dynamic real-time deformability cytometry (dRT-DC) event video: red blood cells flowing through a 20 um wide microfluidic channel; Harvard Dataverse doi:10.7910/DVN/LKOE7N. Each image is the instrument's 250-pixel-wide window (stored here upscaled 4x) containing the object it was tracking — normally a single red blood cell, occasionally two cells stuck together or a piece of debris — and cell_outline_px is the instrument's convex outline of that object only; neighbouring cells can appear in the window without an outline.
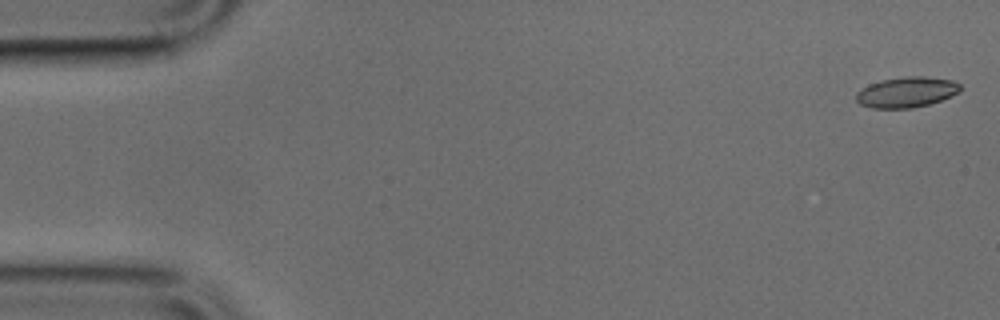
{"species": "common noctule bat (a hibernating species)", "species_latin": "Nyctalus noctula", "temperature_condition": "cold", "stored_images_in_passage": 23, "camera_frame_rate_fps": 3000, "um_per_image_px": 0.085, "animal": {"sex": "male", "body_mass_g": 17.9, "forearm_length_mm": 54.2}, "frame": {"image": 1, "passage_image": 1, "time_ms": 0.0, "image_size_px": [1000, 320], "cell_outline_px": [[960, 92], [952, 96], [928, 104], [912, 108], [872, 108], [860, 104], [856, 100], [856, 92], [868, 84], [880, 80], [904, 76], [924, 76], [952, 80], [960, 84]], "centroid_in_image_um": [77.04, 7.82], "position_along_channel_um": 8.0, "area_um2": 18.61}}
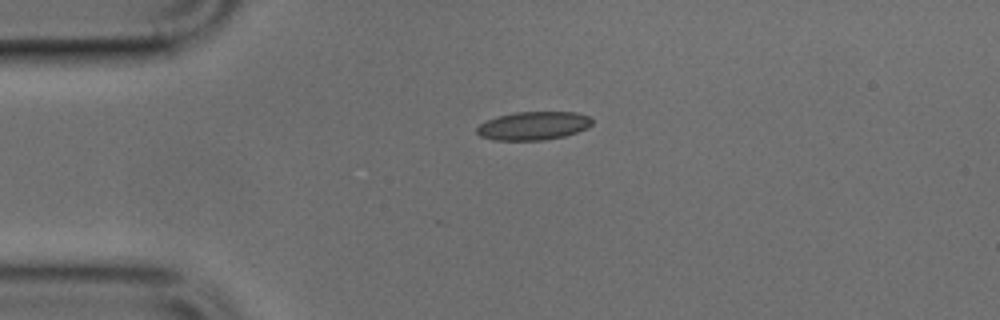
{"frame": {"image": 2, "passage_image": 11, "time_ms": 3.333, "image_size_px": [1000, 320], "cell_outline_px": [[592, 124], [588, 128], [564, 136], [544, 140], [496, 140], [480, 136], [476, 132], [476, 128], [480, 124], [496, 116], [516, 112], [576, 112], [588, 116], [592, 120]], "centroid_in_image_um": [45.33, 10.69], "position_along_channel_um": 39.7, "area_um2": 19.02}}
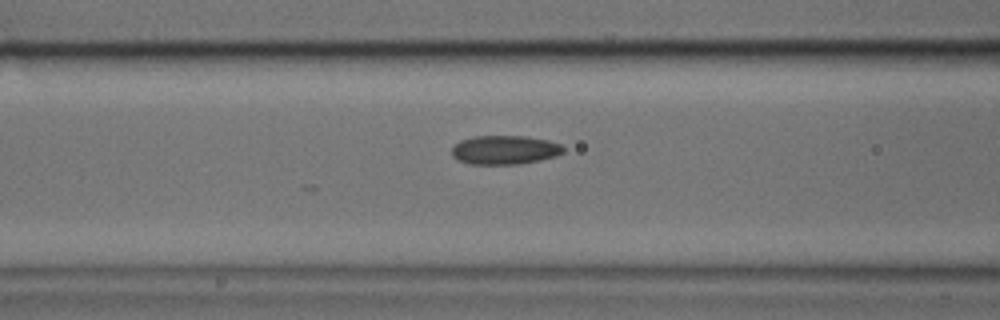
{"frame": {"image": 3, "passage_image": 19, "time_ms": 6.0, "image_size_px": [1000, 320], "cell_outline_px": [[564, 152], [556, 156], [540, 160], [520, 164], [468, 164], [456, 160], [452, 156], [452, 148], [460, 140], [472, 136], [524, 136], [548, 140], [560, 144], [564, 148]], "centroid_in_image_um": [42.88, 12.74], "position_along_channel_um": 123.7, "area_um2": 18.96}}